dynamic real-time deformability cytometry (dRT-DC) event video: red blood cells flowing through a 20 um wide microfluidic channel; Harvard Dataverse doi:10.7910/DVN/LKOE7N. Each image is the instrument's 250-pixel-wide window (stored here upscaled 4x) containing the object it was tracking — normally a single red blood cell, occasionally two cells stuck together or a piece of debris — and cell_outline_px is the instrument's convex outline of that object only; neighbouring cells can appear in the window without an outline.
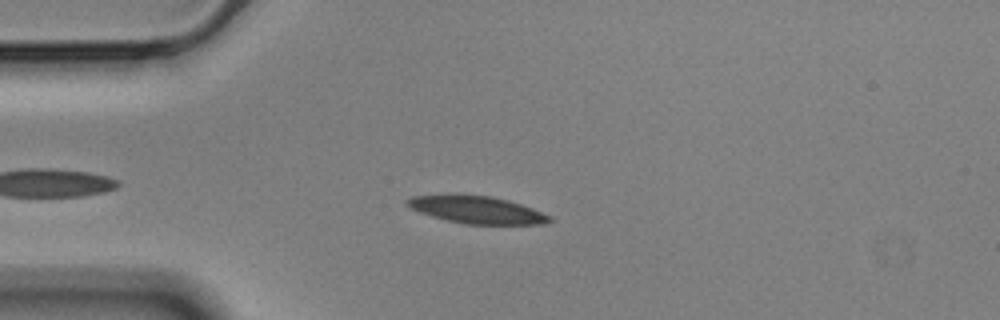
{"species": "Egyptian fruit bat (a non-hibernating species)", "species_latin": "Rousettus aegyptiacus", "temperature_condition": "cold", "stored_images_in_passage": 40, "camera_frame_rate_fps": 3000, "um_per_image_px": 0.085, "animal": {"sex": "male"}, "frame": {"image": 1, "passage_image": 7, "time_ms": 2.0, "image_size_px": [1000, 320], "cell_outline_px": [[556, 220], [544, 224], [464, 224], [432, 216], [420, 212], [404, 204], [404, 200], [412, 196], [448, 192], [456, 192], [492, 196], [508, 200], [532, 208], [552, 216]], "centroid_in_image_um": [40.49, 17.79], "position_along_channel_um": 44.5, "area_um2": 23.52}}
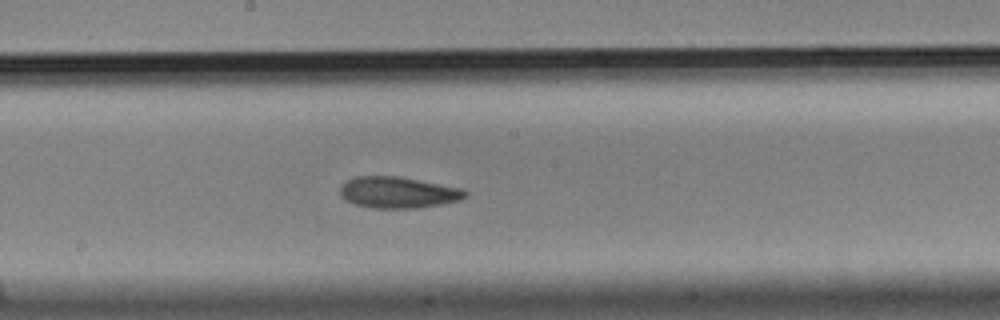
{"frame": {"image": 2, "passage_image": 23, "time_ms": 7.333, "image_size_px": [1000, 320], "cell_outline_px": [[468, 196], [460, 200], [440, 204], [416, 208], [372, 208], [356, 204], [340, 196], [340, 184], [356, 176], [396, 176], [464, 188], [468, 192]], "centroid_in_image_um": [33.85, 16.35], "position_along_channel_um": 214.3, "area_um2": 22.83}}
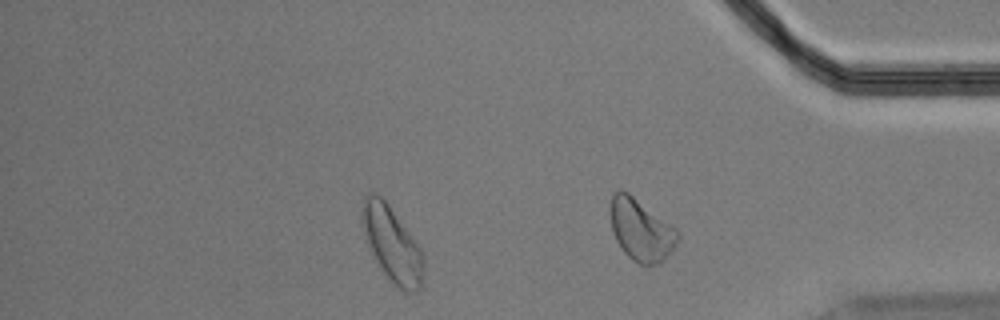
{"frame": {"image": 3, "passage_image": 38, "time_ms": 12.333, "image_size_px": [1000, 320], "cell_outline_px": [[424, 276], [420, 288], [416, 292], [404, 292], [388, 280], [376, 260], [364, 236], [360, 216], [360, 208], [364, 196], [368, 192], [376, 192], [388, 204], [420, 248], [424, 256]], "centroid_in_image_um": [33.3, 20.75], "position_along_channel_um": 401.9, "area_um2": 27.11}, "authors_computed_cell_mechanics": {"area_um2": 22.831, "velocity_mm_per_s": 3.5152, "shape_relaxation_time_tau1_ms": 5.4222, "shape_relaxation_time_tau2_ms": 4.5349, "deformation_change_tau1": 0.1461, "deformation_change_tau2": 0.0992}}